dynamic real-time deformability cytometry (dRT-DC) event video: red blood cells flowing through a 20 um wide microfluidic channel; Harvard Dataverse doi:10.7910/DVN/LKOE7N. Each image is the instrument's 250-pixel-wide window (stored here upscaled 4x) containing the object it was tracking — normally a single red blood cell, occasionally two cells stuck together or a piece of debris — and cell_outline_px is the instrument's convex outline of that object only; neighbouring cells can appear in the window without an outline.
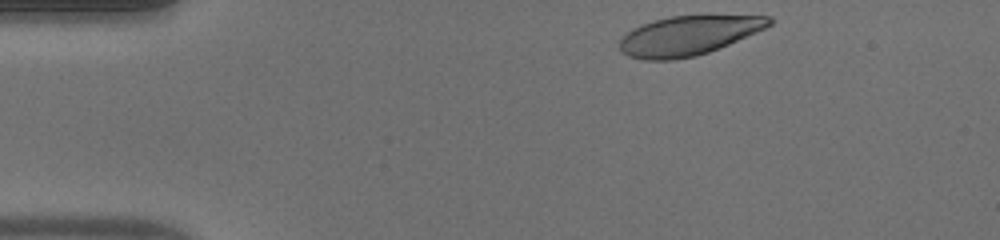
{"species": "human", "species_latin": "Homo sapiens", "temperature_condition": "warm", "stored_images_in_passage": 34, "camera_frame_rate_fps": 3000, "um_per_image_px": 0.085, "donor": {"sex": "male"}, "frame": {"image": 1, "passage_image": 1, "time_ms": 0.0, "image_size_px": [1000, 240], "cell_outline_px": [[772, 24], [756, 32], [728, 44], [708, 52], [696, 56], [672, 60], [644, 60], [628, 56], [620, 52], [620, 40], [632, 28], [640, 24], [668, 16], [708, 12], [772, 16]], "centroid_in_image_um": [58.56, 2.95], "position_along_channel_um": 26.4, "area_um2": 35.55}}
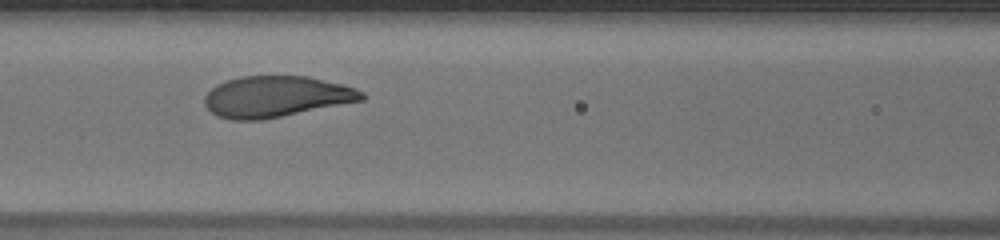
{"frame": {"image": 2, "passage_image": 15, "time_ms": 4.667, "image_size_px": [1000, 240], "cell_outline_px": [[368, 96], [364, 100], [260, 120], [232, 120], [216, 116], [204, 104], [204, 96], [216, 84], [240, 76], [308, 76], [344, 84], [356, 88], [364, 92]], "centroid_in_image_um": [23.49, 8.2], "position_along_channel_um": 143.1, "area_um2": 37.74}}
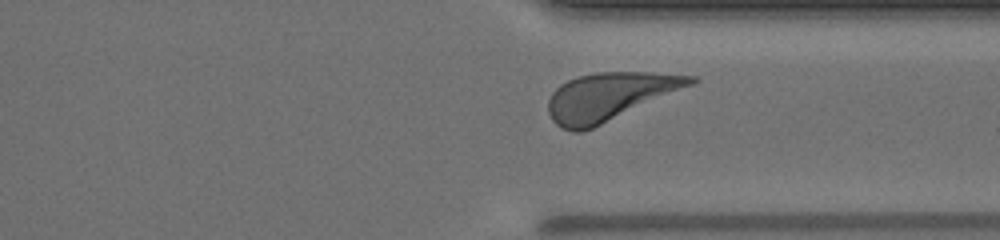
{"frame": {"image": 3, "passage_image": 31, "time_ms": 10.0, "image_size_px": [1000, 240], "cell_outline_px": [[700, 80], [696, 84], [592, 128], [580, 132], [572, 132], [560, 128], [552, 120], [548, 112], [548, 100], [552, 92], [560, 84], [576, 76], [596, 72], [652, 72], [696, 76]], "centroid_in_image_um": [51.83, 8.2], "position_along_channel_um": 359.6, "area_um2": 40.0}, "authors_computed_cell_mechanics": {"area_um2": 37.7723, "velocity_mm_per_s": 4.0643, "shape_relaxation_time_tau1_ms": 2.2829, "shape_relaxation_time_tau2_ms": null, "deformation_change_tau1": 0.1744, "deformation_change_tau2": null}}